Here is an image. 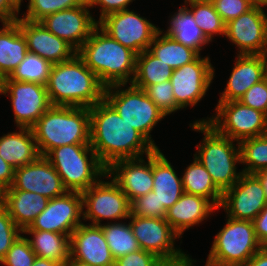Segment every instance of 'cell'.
I'll use <instances>...</instances> for the list:
<instances>
[{
    "label": "cell",
    "instance_id": "obj_27",
    "mask_svg": "<svg viewBox=\"0 0 267 266\" xmlns=\"http://www.w3.org/2000/svg\"><path fill=\"white\" fill-rule=\"evenodd\" d=\"M49 199L23 190H3V206L22 231L46 208Z\"/></svg>",
    "mask_w": 267,
    "mask_h": 266
},
{
    "label": "cell",
    "instance_id": "obj_10",
    "mask_svg": "<svg viewBox=\"0 0 267 266\" xmlns=\"http://www.w3.org/2000/svg\"><path fill=\"white\" fill-rule=\"evenodd\" d=\"M105 177L110 180L104 181L101 177L95 184L81 192L82 218L85 222L91 221L92 223H88L91 225L100 226L104 219L116 220L115 222L126 220L131 215V202L126 194L107 173ZM84 208L86 209L84 210Z\"/></svg>",
    "mask_w": 267,
    "mask_h": 266
},
{
    "label": "cell",
    "instance_id": "obj_23",
    "mask_svg": "<svg viewBox=\"0 0 267 266\" xmlns=\"http://www.w3.org/2000/svg\"><path fill=\"white\" fill-rule=\"evenodd\" d=\"M264 55L237 54L225 90L218 102L239 101L254 84L263 80Z\"/></svg>",
    "mask_w": 267,
    "mask_h": 266
},
{
    "label": "cell",
    "instance_id": "obj_26",
    "mask_svg": "<svg viewBox=\"0 0 267 266\" xmlns=\"http://www.w3.org/2000/svg\"><path fill=\"white\" fill-rule=\"evenodd\" d=\"M0 137V156L14 169L28 165L41 155L31 128L18 127Z\"/></svg>",
    "mask_w": 267,
    "mask_h": 266
},
{
    "label": "cell",
    "instance_id": "obj_38",
    "mask_svg": "<svg viewBox=\"0 0 267 266\" xmlns=\"http://www.w3.org/2000/svg\"><path fill=\"white\" fill-rule=\"evenodd\" d=\"M87 0H29L27 11L21 14L22 19L40 22L46 16L58 11L75 8Z\"/></svg>",
    "mask_w": 267,
    "mask_h": 266
},
{
    "label": "cell",
    "instance_id": "obj_7",
    "mask_svg": "<svg viewBox=\"0 0 267 266\" xmlns=\"http://www.w3.org/2000/svg\"><path fill=\"white\" fill-rule=\"evenodd\" d=\"M125 87L127 84L105 87L104 99L121 118L139 131L156 149H159L150 133L156 124L165 118V113L156 106L143 89L132 84L126 89Z\"/></svg>",
    "mask_w": 267,
    "mask_h": 266
},
{
    "label": "cell",
    "instance_id": "obj_14",
    "mask_svg": "<svg viewBox=\"0 0 267 266\" xmlns=\"http://www.w3.org/2000/svg\"><path fill=\"white\" fill-rule=\"evenodd\" d=\"M215 69L209 56L201 55L193 62L174 69L171 76L176 112L191 108L205 97L215 77Z\"/></svg>",
    "mask_w": 267,
    "mask_h": 266
},
{
    "label": "cell",
    "instance_id": "obj_46",
    "mask_svg": "<svg viewBox=\"0 0 267 266\" xmlns=\"http://www.w3.org/2000/svg\"><path fill=\"white\" fill-rule=\"evenodd\" d=\"M133 1L135 0H88L90 9H93L94 6H100V16L97 23L111 13L128 9V5H130Z\"/></svg>",
    "mask_w": 267,
    "mask_h": 266
},
{
    "label": "cell",
    "instance_id": "obj_36",
    "mask_svg": "<svg viewBox=\"0 0 267 266\" xmlns=\"http://www.w3.org/2000/svg\"><path fill=\"white\" fill-rule=\"evenodd\" d=\"M52 65L36 53L28 51L23 61L11 73L9 78L20 82H31L46 86Z\"/></svg>",
    "mask_w": 267,
    "mask_h": 266
},
{
    "label": "cell",
    "instance_id": "obj_12",
    "mask_svg": "<svg viewBox=\"0 0 267 266\" xmlns=\"http://www.w3.org/2000/svg\"><path fill=\"white\" fill-rule=\"evenodd\" d=\"M130 225L140 249L150 252L163 262L184 258L188 254L175 247V240L181 238L164 218L130 215Z\"/></svg>",
    "mask_w": 267,
    "mask_h": 266
},
{
    "label": "cell",
    "instance_id": "obj_16",
    "mask_svg": "<svg viewBox=\"0 0 267 266\" xmlns=\"http://www.w3.org/2000/svg\"><path fill=\"white\" fill-rule=\"evenodd\" d=\"M266 205L260 179L255 174L243 173L231 188L223 192L219 208H224L230 218L253 221Z\"/></svg>",
    "mask_w": 267,
    "mask_h": 266
},
{
    "label": "cell",
    "instance_id": "obj_19",
    "mask_svg": "<svg viewBox=\"0 0 267 266\" xmlns=\"http://www.w3.org/2000/svg\"><path fill=\"white\" fill-rule=\"evenodd\" d=\"M5 190L30 191L48 199L62 196L68 191L57 171L44 156L14 169L13 184Z\"/></svg>",
    "mask_w": 267,
    "mask_h": 266
},
{
    "label": "cell",
    "instance_id": "obj_11",
    "mask_svg": "<svg viewBox=\"0 0 267 266\" xmlns=\"http://www.w3.org/2000/svg\"><path fill=\"white\" fill-rule=\"evenodd\" d=\"M98 26L137 55L149 50L150 44L160 30L147 18L129 9L105 16L98 22Z\"/></svg>",
    "mask_w": 267,
    "mask_h": 266
},
{
    "label": "cell",
    "instance_id": "obj_33",
    "mask_svg": "<svg viewBox=\"0 0 267 266\" xmlns=\"http://www.w3.org/2000/svg\"><path fill=\"white\" fill-rule=\"evenodd\" d=\"M173 69L158 59L149 50L137 55L135 75L132 85L145 89L149 85L162 83L171 79Z\"/></svg>",
    "mask_w": 267,
    "mask_h": 266
},
{
    "label": "cell",
    "instance_id": "obj_51",
    "mask_svg": "<svg viewBox=\"0 0 267 266\" xmlns=\"http://www.w3.org/2000/svg\"><path fill=\"white\" fill-rule=\"evenodd\" d=\"M32 266H64V265L60 262L37 256Z\"/></svg>",
    "mask_w": 267,
    "mask_h": 266
},
{
    "label": "cell",
    "instance_id": "obj_28",
    "mask_svg": "<svg viewBox=\"0 0 267 266\" xmlns=\"http://www.w3.org/2000/svg\"><path fill=\"white\" fill-rule=\"evenodd\" d=\"M28 52L27 43L16 21L0 28V79L9 77Z\"/></svg>",
    "mask_w": 267,
    "mask_h": 266
},
{
    "label": "cell",
    "instance_id": "obj_9",
    "mask_svg": "<svg viewBox=\"0 0 267 266\" xmlns=\"http://www.w3.org/2000/svg\"><path fill=\"white\" fill-rule=\"evenodd\" d=\"M215 107L216 113L213 116L194 122L208 123L220 135L237 142L267 133V115L265 113L250 108L240 101L218 102Z\"/></svg>",
    "mask_w": 267,
    "mask_h": 266
},
{
    "label": "cell",
    "instance_id": "obj_15",
    "mask_svg": "<svg viewBox=\"0 0 267 266\" xmlns=\"http://www.w3.org/2000/svg\"><path fill=\"white\" fill-rule=\"evenodd\" d=\"M81 192L67 191L64 195L49 199L46 208L24 230L50 231L66 234L82 224L83 218Z\"/></svg>",
    "mask_w": 267,
    "mask_h": 266
},
{
    "label": "cell",
    "instance_id": "obj_59",
    "mask_svg": "<svg viewBox=\"0 0 267 266\" xmlns=\"http://www.w3.org/2000/svg\"><path fill=\"white\" fill-rule=\"evenodd\" d=\"M3 205V190L0 188V206Z\"/></svg>",
    "mask_w": 267,
    "mask_h": 266
},
{
    "label": "cell",
    "instance_id": "obj_22",
    "mask_svg": "<svg viewBox=\"0 0 267 266\" xmlns=\"http://www.w3.org/2000/svg\"><path fill=\"white\" fill-rule=\"evenodd\" d=\"M70 259L91 266H113V258L99 225L80 224L70 236Z\"/></svg>",
    "mask_w": 267,
    "mask_h": 266
},
{
    "label": "cell",
    "instance_id": "obj_43",
    "mask_svg": "<svg viewBox=\"0 0 267 266\" xmlns=\"http://www.w3.org/2000/svg\"><path fill=\"white\" fill-rule=\"evenodd\" d=\"M225 23L253 8L246 0H210Z\"/></svg>",
    "mask_w": 267,
    "mask_h": 266
},
{
    "label": "cell",
    "instance_id": "obj_6",
    "mask_svg": "<svg viewBox=\"0 0 267 266\" xmlns=\"http://www.w3.org/2000/svg\"><path fill=\"white\" fill-rule=\"evenodd\" d=\"M61 177L68 191L83 192L105 177L107 169L90 144L63 145L44 156Z\"/></svg>",
    "mask_w": 267,
    "mask_h": 266
},
{
    "label": "cell",
    "instance_id": "obj_21",
    "mask_svg": "<svg viewBox=\"0 0 267 266\" xmlns=\"http://www.w3.org/2000/svg\"><path fill=\"white\" fill-rule=\"evenodd\" d=\"M25 37L28 51L36 53L51 64L72 59L77 50L64 39L52 34L41 22L18 18L16 20Z\"/></svg>",
    "mask_w": 267,
    "mask_h": 266
},
{
    "label": "cell",
    "instance_id": "obj_49",
    "mask_svg": "<svg viewBox=\"0 0 267 266\" xmlns=\"http://www.w3.org/2000/svg\"><path fill=\"white\" fill-rule=\"evenodd\" d=\"M14 181V168L0 156V188L5 190L12 186Z\"/></svg>",
    "mask_w": 267,
    "mask_h": 266
},
{
    "label": "cell",
    "instance_id": "obj_50",
    "mask_svg": "<svg viewBox=\"0 0 267 266\" xmlns=\"http://www.w3.org/2000/svg\"><path fill=\"white\" fill-rule=\"evenodd\" d=\"M241 266H267V247H262Z\"/></svg>",
    "mask_w": 267,
    "mask_h": 266
},
{
    "label": "cell",
    "instance_id": "obj_53",
    "mask_svg": "<svg viewBox=\"0 0 267 266\" xmlns=\"http://www.w3.org/2000/svg\"><path fill=\"white\" fill-rule=\"evenodd\" d=\"M196 260L192 259V256L190 257L189 255L185 256L184 258L180 259V266H195ZM205 266H213L208 264L207 262L205 263Z\"/></svg>",
    "mask_w": 267,
    "mask_h": 266
},
{
    "label": "cell",
    "instance_id": "obj_3",
    "mask_svg": "<svg viewBox=\"0 0 267 266\" xmlns=\"http://www.w3.org/2000/svg\"><path fill=\"white\" fill-rule=\"evenodd\" d=\"M52 106L93 107L104 99L105 86L76 54L52 65L46 85Z\"/></svg>",
    "mask_w": 267,
    "mask_h": 266
},
{
    "label": "cell",
    "instance_id": "obj_42",
    "mask_svg": "<svg viewBox=\"0 0 267 266\" xmlns=\"http://www.w3.org/2000/svg\"><path fill=\"white\" fill-rule=\"evenodd\" d=\"M130 205L131 215L139 217L164 218L167 213L164 207H159V200L154 191L135 198Z\"/></svg>",
    "mask_w": 267,
    "mask_h": 266
},
{
    "label": "cell",
    "instance_id": "obj_47",
    "mask_svg": "<svg viewBox=\"0 0 267 266\" xmlns=\"http://www.w3.org/2000/svg\"><path fill=\"white\" fill-rule=\"evenodd\" d=\"M252 222L257 240L262 247H267V205Z\"/></svg>",
    "mask_w": 267,
    "mask_h": 266
},
{
    "label": "cell",
    "instance_id": "obj_44",
    "mask_svg": "<svg viewBox=\"0 0 267 266\" xmlns=\"http://www.w3.org/2000/svg\"><path fill=\"white\" fill-rule=\"evenodd\" d=\"M239 101L267 115V84L265 80L251 86Z\"/></svg>",
    "mask_w": 267,
    "mask_h": 266
},
{
    "label": "cell",
    "instance_id": "obj_31",
    "mask_svg": "<svg viewBox=\"0 0 267 266\" xmlns=\"http://www.w3.org/2000/svg\"><path fill=\"white\" fill-rule=\"evenodd\" d=\"M161 35V36H160ZM149 51L173 70L195 61L201 54L187 47L160 29L150 44Z\"/></svg>",
    "mask_w": 267,
    "mask_h": 266
},
{
    "label": "cell",
    "instance_id": "obj_34",
    "mask_svg": "<svg viewBox=\"0 0 267 266\" xmlns=\"http://www.w3.org/2000/svg\"><path fill=\"white\" fill-rule=\"evenodd\" d=\"M184 6L191 12L194 21L210 42L214 35L225 36L226 23L210 0H184Z\"/></svg>",
    "mask_w": 267,
    "mask_h": 266
},
{
    "label": "cell",
    "instance_id": "obj_55",
    "mask_svg": "<svg viewBox=\"0 0 267 266\" xmlns=\"http://www.w3.org/2000/svg\"><path fill=\"white\" fill-rule=\"evenodd\" d=\"M65 266H91V265H89L87 263L80 262V261L75 260V259H69Z\"/></svg>",
    "mask_w": 267,
    "mask_h": 266
},
{
    "label": "cell",
    "instance_id": "obj_54",
    "mask_svg": "<svg viewBox=\"0 0 267 266\" xmlns=\"http://www.w3.org/2000/svg\"><path fill=\"white\" fill-rule=\"evenodd\" d=\"M249 4H251L253 7H260L265 8L264 6H267V0H246Z\"/></svg>",
    "mask_w": 267,
    "mask_h": 266
},
{
    "label": "cell",
    "instance_id": "obj_39",
    "mask_svg": "<svg viewBox=\"0 0 267 266\" xmlns=\"http://www.w3.org/2000/svg\"><path fill=\"white\" fill-rule=\"evenodd\" d=\"M36 257L27 237L20 235L0 264L4 266H32Z\"/></svg>",
    "mask_w": 267,
    "mask_h": 266
},
{
    "label": "cell",
    "instance_id": "obj_17",
    "mask_svg": "<svg viewBox=\"0 0 267 266\" xmlns=\"http://www.w3.org/2000/svg\"><path fill=\"white\" fill-rule=\"evenodd\" d=\"M238 48L237 54L264 55L267 52V13L253 7L226 23L225 38Z\"/></svg>",
    "mask_w": 267,
    "mask_h": 266
},
{
    "label": "cell",
    "instance_id": "obj_37",
    "mask_svg": "<svg viewBox=\"0 0 267 266\" xmlns=\"http://www.w3.org/2000/svg\"><path fill=\"white\" fill-rule=\"evenodd\" d=\"M243 173L255 174L267 168V133L239 142Z\"/></svg>",
    "mask_w": 267,
    "mask_h": 266
},
{
    "label": "cell",
    "instance_id": "obj_45",
    "mask_svg": "<svg viewBox=\"0 0 267 266\" xmlns=\"http://www.w3.org/2000/svg\"><path fill=\"white\" fill-rule=\"evenodd\" d=\"M162 262L156 255L140 249L116 259L113 266H160Z\"/></svg>",
    "mask_w": 267,
    "mask_h": 266
},
{
    "label": "cell",
    "instance_id": "obj_48",
    "mask_svg": "<svg viewBox=\"0 0 267 266\" xmlns=\"http://www.w3.org/2000/svg\"><path fill=\"white\" fill-rule=\"evenodd\" d=\"M20 8L12 0H0V22H13L19 18Z\"/></svg>",
    "mask_w": 267,
    "mask_h": 266
},
{
    "label": "cell",
    "instance_id": "obj_1",
    "mask_svg": "<svg viewBox=\"0 0 267 266\" xmlns=\"http://www.w3.org/2000/svg\"><path fill=\"white\" fill-rule=\"evenodd\" d=\"M90 146L107 169L114 162L144 157L156 148L105 100L89 108Z\"/></svg>",
    "mask_w": 267,
    "mask_h": 266
},
{
    "label": "cell",
    "instance_id": "obj_29",
    "mask_svg": "<svg viewBox=\"0 0 267 266\" xmlns=\"http://www.w3.org/2000/svg\"><path fill=\"white\" fill-rule=\"evenodd\" d=\"M28 238L32 250L38 257L54 260L64 266L70 259V237L66 234L40 230H23Z\"/></svg>",
    "mask_w": 267,
    "mask_h": 266
},
{
    "label": "cell",
    "instance_id": "obj_30",
    "mask_svg": "<svg viewBox=\"0 0 267 266\" xmlns=\"http://www.w3.org/2000/svg\"><path fill=\"white\" fill-rule=\"evenodd\" d=\"M169 27L165 31L179 43L196 50L199 54L210 41L194 21L191 12L182 5L171 15Z\"/></svg>",
    "mask_w": 267,
    "mask_h": 266
},
{
    "label": "cell",
    "instance_id": "obj_41",
    "mask_svg": "<svg viewBox=\"0 0 267 266\" xmlns=\"http://www.w3.org/2000/svg\"><path fill=\"white\" fill-rule=\"evenodd\" d=\"M23 231L15 225L6 208L0 206V262L5 258L7 251L11 248Z\"/></svg>",
    "mask_w": 267,
    "mask_h": 266
},
{
    "label": "cell",
    "instance_id": "obj_4",
    "mask_svg": "<svg viewBox=\"0 0 267 266\" xmlns=\"http://www.w3.org/2000/svg\"><path fill=\"white\" fill-rule=\"evenodd\" d=\"M31 129L41 156L63 145L90 144L89 108L51 106Z\"/></svg>",
    "mask_w": 267,
    "mask_h": 266
},
{
    "label": "cell",
    "instance_id": "obj_32",
    "mask_svg": "<svg viewBox=\"0 0 267 266\" xmlns=\"http://www.w3.org/2000/svg\"><path fill=\"white\" fill-rule=\"evenodd\" d=\"M182 174L185 193L205 197L219 209L223 192L214 184L206 168L195 157Z\"/></svg>",
    "mask_w": 267,
    "mask_h": 266
},
{
    "label": "cell",
    "instance_id": "obj_35",
    "mask_svg": "<svg viewBox=\"0 0 267 266\" xmlns=\"http://www.w3.org/2000/svg\"><path fill=\"white\" fill-rule=\"evenodd\" d=\"M100 226L115 260L140 250L129 222H108Z\"/></svg>",
    "mask_w": 267,
    "mask_h": 266
},
{
    "label": "cell",
    "instance_id": "obj_57",
    "mask_svg": "<svg viewBox=\"0 0 267 266\" xmlns=\"http://www.w3.org/2000/svg\"><path fill=\"white\" fill-rule=\"evenodd\" d=\"M160 266H180V260L171 261V262H162Z\"/></svg>",
    "mask_w": 267,
    "mask_h": 266
},
{
    "label": "cell",
    "instance_id": "obj_56",
    "mask_svg": "<svg viewBox=\"0 0 267 266\" xmlns=\"http://www.w3.org/2000/svg\"><path fill=\"white\" fill-rule=\"evenodd\" d=\"M263 79L267 84V52L264 54V76Z\"/></svg>",
    "mask_w": 267,
    "mask_h": 266
},
{
    "label": "cell",
    "instance_id": "obj_58",
    "mask_svg": "<svg viewBox=\"0 0 267 266\" xmlns=\"http://www.w3.org/2000/svg\"><path fill=\"white\" fill-rule=\"evenodd\" d=\"M19 8H21V3L23 0H12Z\"/></svg>",
    "mask_w": 267,
    "mask_h": 266
},
{
    "label": "cell",
    "instance_id": "obj_8",
    "mask_svg": "<svg viewBox=\"0 0 267 266\" xmlns=\"http://www.w3.org/2000/svg\"><path fill=\"white\" fill-rule=\"evenodd\" d=\"M226 218V225L216 234L206 262L213 266H241L262 246L252 221Z\"/></svg>",
    "mask_w": 267,
    "mask_h": 266
},
{
    "label": "cell",
    "instance_id": "obj_40",
    "mask_svg": "<svg viewBox=\"0 0 267 266\" xmlns=\"http://www.w3.org/2000/svg\"><path fill=\"white\" fill-rule=\"evenodd\" d=\"M144 91L166 116L176 112V101L170 80L149 85Z\"/></svg>",
    "mask_w": 267,
    "mask_h": 266
},
{
    "label": "cell",
    "instance_id": "obj_25",
    "mask_svg": "<svg viewBox=\"0 0 267 266\" xmlns=\"http://www.w3.org/2000/svg\"><path fill=\"white\" fill-rule=\"evenodd\" d=\"M153 191L159 207L167 211L184 193L182 178L178 177L173 165L160 149L153 152Z\"/></svg>",
    "mask_w": 267,
    "mask_h": 266
},
{
    "label": "cell",
    "instance_id": "obj_20",
    "mask_svg": "<svg viewBox=\"0 0 267 266\" xmlns=\"http://www.w3.org/2000/svg\"><path fill=\"white\" fill-rule=\"evenodd\" d=\"M123 159L107 168V174L118 184L131 202L153 191V152L145 157Z\"/></svg>",
    "mask_w": 267,
    "mask_h": 266
},
{
    "label": "cell",
    "instance_id": "obj_5",
    "mask_svg": "<svg viewBox=\"0 0 267 266\" xmlns=\"http://www.w3.org/2000/svg\"><path fill=\"white\" fill-rule=\"evenodd\" d=\"M190 127L196 132L204 133L202 142L196 145L198 152L194 157L206 168L214 184L222 192L231 188L243 174L242 170H236V164H241L239 142L220 135L208 123L193 122Z\"/></svg>",
    "mask_w": 267,
    "mask_h": 266
},
{
    "label": "cell",
    "instance_id": "obj_2",
    "mask_svg": "<svg viewBox=\"0 0 267 266\" xmlns=\"http://www.w3.org/2000/svg\"><path fill=\"white\" fill-rule=\"evenodd\" d=\"M77 55L105 86L131 84L137 54L110 37L98 25L77 50Z\"/></svg>",
    "mask_w": 267,
    "mask_h": 266
},
{
    "label": "cell",
    "instance_id": "obj_24",
    "mask_svg": "<svg viewBox=\"0 0 267 266\" xmlns=\"http://www.w3.org/2000/svg\"><path fill=\"white\" fill-rule=\"evenodd\" d=\"M218 208L207 198L183 193L177 202L167 210L165 219L182 238L185 230L199 225Z\"/></svg>",
    "mask_w": 267,
    "mask_h": 266
},
{
    "label": "cell",
    "instance_id": "obj_18",
    "mask_svg": "<svg viewBox=\"0 0 267 266\" xmlns=\"http://www.w3.org/2000/svg\"><path fill=\"white\" fill-rule=\"evenodd\" d=\"M88 0L67 10L58 11L46 16L40 22L54 35L64 39L78 50L98 25L90 13Z\"/></svg>",
    "mask_w": 267,
    "mask_h": 266
},
{
    "label": "cell",
    "instance_id": "obj_52",
    "mask_svg": "<svg viewBox=\"0 0 267 266\" xmlns=\"http://www.w3.org/2000/svg\"><path fill=\"white\" fill-rule=\"evenodd\" d=\"M255 175L260 179L263 185L265 197L267 200V168L258 171L257 173H255Z\"/></svg>",
    "mask_w": 267,
    "mask_h": 266
},
{
    "label": "cell",
    "instance_id": "obj_13",
    "mask_svg": "<svg viewBox=\"0 0 267 266\" xmlns=\"http://www.w3.org/2000/svg\"><path fill=\"white\" fill-rule=\"evenodd\" d=\"M11 99L14 123L17 127L31 128L52 106L44 85L20 82L6 77L1 80L0 95Z\"/></svg>",
    "mask_w": 267,
    "mask_h": 266
}]
</instances>
